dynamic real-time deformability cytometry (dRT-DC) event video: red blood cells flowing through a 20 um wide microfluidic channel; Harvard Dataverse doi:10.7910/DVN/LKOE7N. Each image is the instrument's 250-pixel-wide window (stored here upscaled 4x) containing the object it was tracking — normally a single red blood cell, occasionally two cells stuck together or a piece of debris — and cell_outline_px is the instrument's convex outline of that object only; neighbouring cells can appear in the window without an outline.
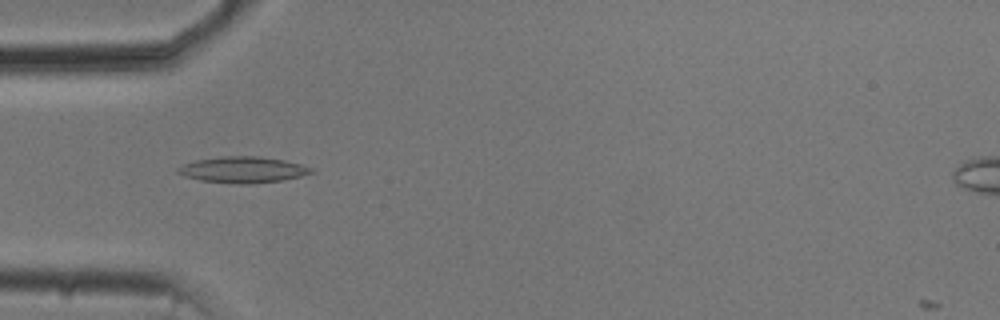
{"species": "common noctule bat (a hibernating species)", "species_latin": "Nyctalus noctula", "temperature_condition": "cold", "stored_images_in_passage": 47, "camera_frame_rate_fps": 3000, "um_per_image_px": 0.085, "animal": {"sex": "male", "body_mass_g": 20.5, "forearm_length_mm": 52.5}, "frame": {"image": 1, "passage_image": 10, "time_ms": 3.0, "image_size_px": [1000, 320], "cell_outline_px": [[316, 172], [284, 180], [252, 184], [236, 184], [200, 180], [184, 176], [176, 172], [176, 168], [184, 164], [196, 160], [220, 156], [256, 156], [284, 160], [300, 164], [312, 168]], "centroid_in_image_um": [20.64, 14.43], "position_along_channel_um": 64.4, "area_um2": 20.4}}
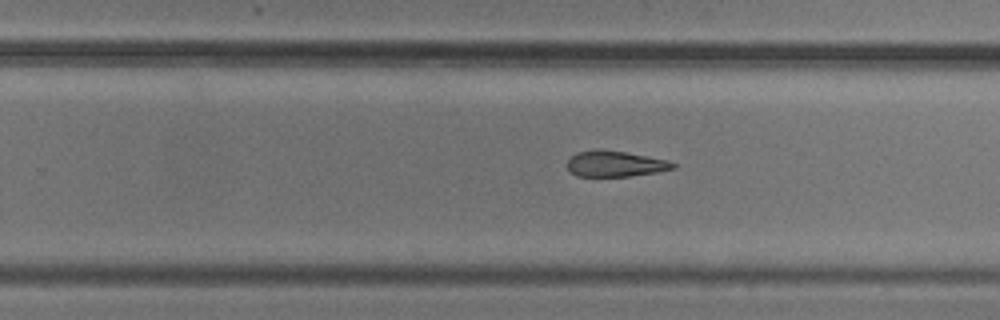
{"frame": {"image": 2, "passage_image": 27, "time_ms": 8.667, "image_size_px": [1000, 320], "cell_outline_px": [[680, 164], [676, 168], [656, 172], [632, 176], [576, 176], [568, 172], [568, 160], [576, 152], [596, 148], [624, 152], [668, 160]], "centroid_in_image_um": [52.29, 13.92], "position_along_channel_um": 277.5, "area_um2": 16.13}}
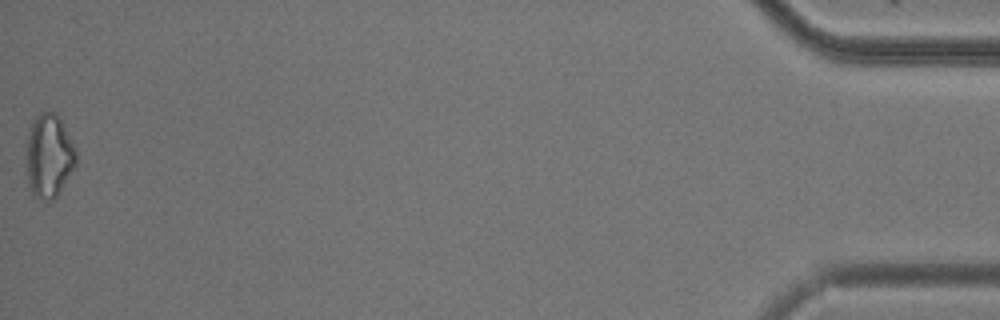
{"frame": {"image": 3, "passage_image": 47, "time_ms": 15.333, "image_size_px": [1000, 320], "cell_outline_px": [[76, 164], [56, 196], [52, 200], [48, 200], [32, 196], [28, 184], [28, 136], [32, 124], [36, 116], [40, 112], [52, 112], [60, 116], [76, 148]], "centroid_in_image_um": [4.19, 13.23], "position_along_channel_um": 431.0, "area_um2": 23.81}, "authors_computed_cell_mechanics": {"area_um2": 17.918, "velocity_mm_per_s": 3.7693, "shape_relaxation_time_tau1_ms": 5.1203, "shape_relaxation_time_tau2_ms": 6.6695, "deformation_change_tau1": 0.1226, "deformation_change_tau2": 0.1702}}